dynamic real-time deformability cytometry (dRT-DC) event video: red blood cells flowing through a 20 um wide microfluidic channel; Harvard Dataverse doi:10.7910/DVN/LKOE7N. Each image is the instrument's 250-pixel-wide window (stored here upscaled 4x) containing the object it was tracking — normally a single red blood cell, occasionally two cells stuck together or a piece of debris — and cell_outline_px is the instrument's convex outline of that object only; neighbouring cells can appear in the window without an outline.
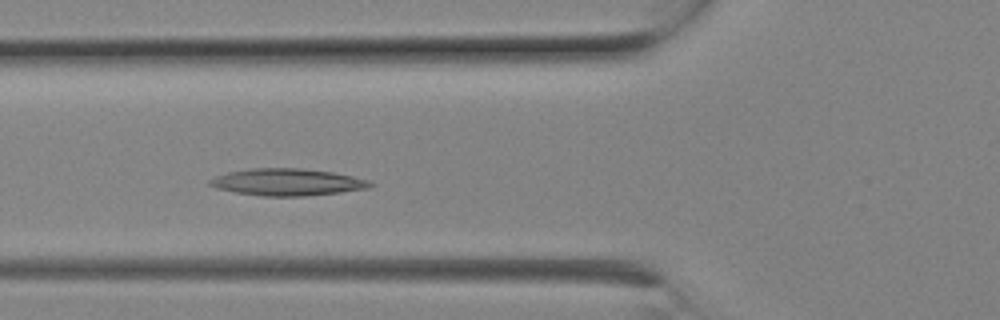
{"species": "Egyptian fruit bat (a non-hibernating species)", "species_latin": "Rousettus aegyptiacus", "temperature_condition": "room temperature", "stored_images_in_passage": 7, "camera_frame_rate_fps": 3000, "um_per_image_px": 0.085, "animal": {"sex": "female"}, "frame": {"image": 1, "passage_image": 6, "time_ms": 1.667, "image_size_px": [1000, 320], "cell_outline_px": [[376, 184], [368, 188], [340, 192], [304, 196], [264, 196], [236, 192], [216, 188], [208, 184], [208, 180], [216, 176], [228, 172], [252, 168], [300, 168], [332, 172], [352, 176], [368, 180]], "centroid_in_image_um": [24.42, 15.48], "position_along_channel_um": 101.4, "area_um2": 25.09}}
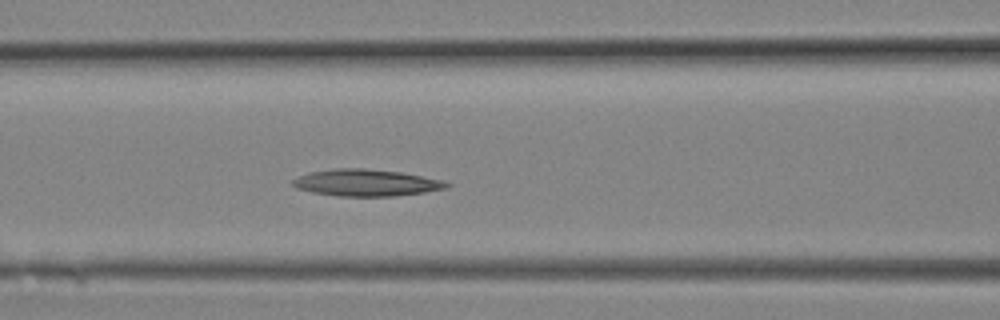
{"frame": {"image": 2, "passage_image": 7, "time_ms": 2.0, "image_size_px": [1000, 320], "cell_outline_px": [[452, 184], [448, 188], [424, 192], [396, 196], [340, 196], [312, 192], [296, 188], [292, 184], [292, 180], [296, 176], [308, 172], [332, 168], [364, 168], [400, 172], [444, 180]], "centroid_in_image_um": [31.11, 15.52], "position_along_channel_um": 135.5, "area_um2": 24.22}}